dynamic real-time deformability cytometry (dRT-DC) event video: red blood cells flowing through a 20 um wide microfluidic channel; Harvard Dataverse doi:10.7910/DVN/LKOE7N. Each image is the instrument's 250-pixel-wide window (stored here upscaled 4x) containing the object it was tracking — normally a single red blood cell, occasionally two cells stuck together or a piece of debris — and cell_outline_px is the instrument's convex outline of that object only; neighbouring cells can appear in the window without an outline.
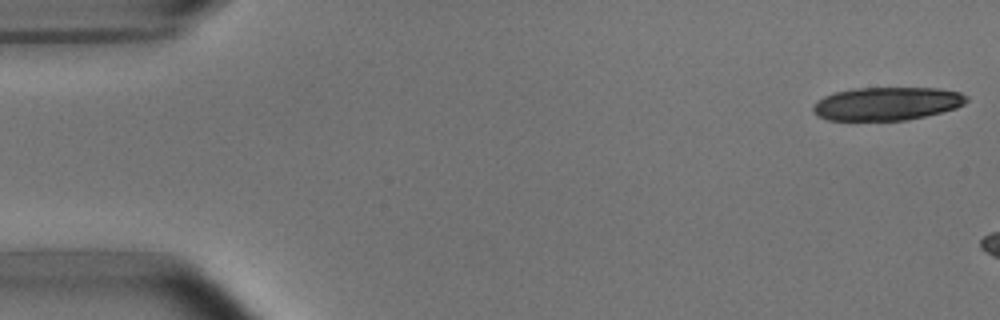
{"species": "common noctule bat (a hibernating species)", "species_latin": "Nyctalus noctula", "temperature_condition": "room temperature", "stored_images_in_passage": 3, "camera_frame_rate_fps": 3000, "um_per_image_px": 0.085, "animal": {"sex": "male", "body_mass_g": 15.6}, "frame": {"image": 1, "passage_image": 1, "time_ms": 0.0, "image_size_px": [1000, 320], "cell_outline_px": [[968, 100], [964, 104], [956, 108], [924, 116], [904, 120], [828, 120], [820, 116], [812, 108], [816, 100], [832, 92], [856, 88], [936, 88], [960, 92], [968, 96]], "centroid_in_image_um": [75.39, 8.8], "position_along_channel_um": 9.6, "area_um2": 29.59}}